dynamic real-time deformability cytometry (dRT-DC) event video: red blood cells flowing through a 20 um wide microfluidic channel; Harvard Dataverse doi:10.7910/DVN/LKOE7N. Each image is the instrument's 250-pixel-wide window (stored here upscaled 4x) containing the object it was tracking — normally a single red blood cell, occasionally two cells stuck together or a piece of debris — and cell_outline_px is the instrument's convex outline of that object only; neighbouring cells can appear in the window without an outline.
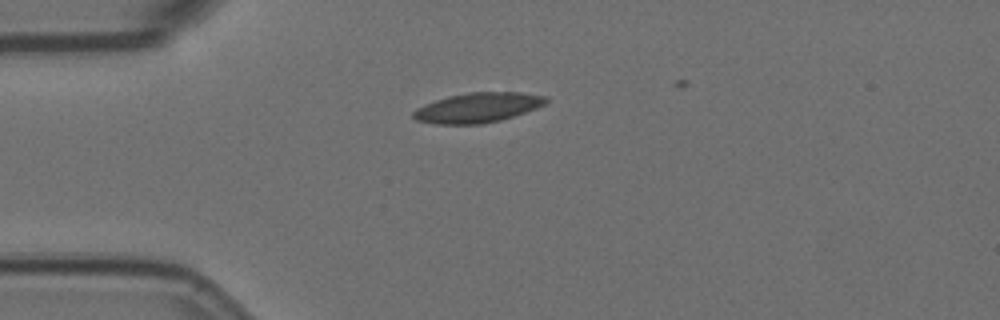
{"species": "Egyptian fruit bat (a non-hibernating species)", "species_latin": "Rousettus aegyptiacus", "temperature_condition": "room temperature", "stored_images_in_passage": 4, "camera_frame_rate_fps": 3000, "um_per_image_px": 0.085, "animal": {"sex": "female"}, "frame": {"image": 1, "passage_image": 1, "time_ms": 0.0, "image_size_px": [1000, 320], "cell_outline_px": [[548, 100], [544, 104], [536, 108], [500, 120], [480, 124], [436, 124], [416, 120], [412, 116], [412, 112], [416, 108], [436, 100], [448, 96], [468, 92], [520, 92], [548, 96]], "centroid_in_image_um": [40.6, 9.14], "position_along_channel_um": 44.4, "area_um2": 22.95}}
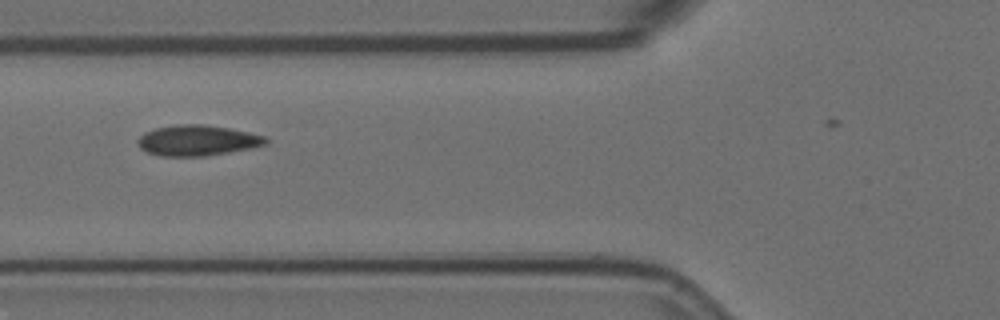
{"frame": {"image": 2, "passage_image": 3, "time_ms": 0.667, "image_size_px": [1000, 320], "cell_outline_px": [[268, 144], [248, 148], [204, 156], [160, 156], [148, 152], [140, 148], [136, 140], [144, 132], [156, 128], [176, 124], [204, 124], [228, 128], [248, 132], [264, 136], [268, 140]], "centroid_in_image_um": [16.74, 11.93], "position_along_channel_um": 109.1, "area_um2": 22.66}}